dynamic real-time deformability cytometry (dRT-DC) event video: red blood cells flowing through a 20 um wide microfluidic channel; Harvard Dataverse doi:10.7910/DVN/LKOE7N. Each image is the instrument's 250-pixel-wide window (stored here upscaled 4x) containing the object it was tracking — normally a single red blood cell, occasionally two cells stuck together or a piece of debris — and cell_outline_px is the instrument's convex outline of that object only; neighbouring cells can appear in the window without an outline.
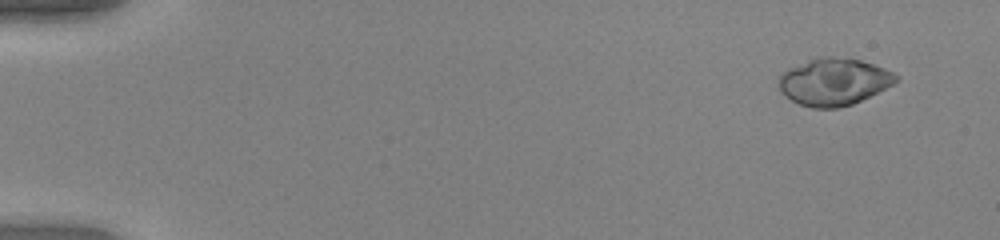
{"species": "human", "species_latin": "Homo sapiens", "temperature_condition": "warm", "stored_images_in_passage": 53, "camera_frame_rate_fps": 3000, "um_per_image_px": 0.085, "donor": {"sex": "female"}, "frame": {"image": 1, "passage_image": 4, "time_ms": 1.0, "image_size_px": [1000, 240], "cell_outline_px": [[900, 80], [852, 104], [840, 108], [812, 108], [800, 104], [784, 96], [780, 92], [776, 80], [788, 68], [812, 56], [832, 56], [860, 60], [884, 68], [900, 76]], "centroid_in_image_um": [70.81, 6.93], "position_along_channel_um": 14.2, "area_um2": 32.48}}
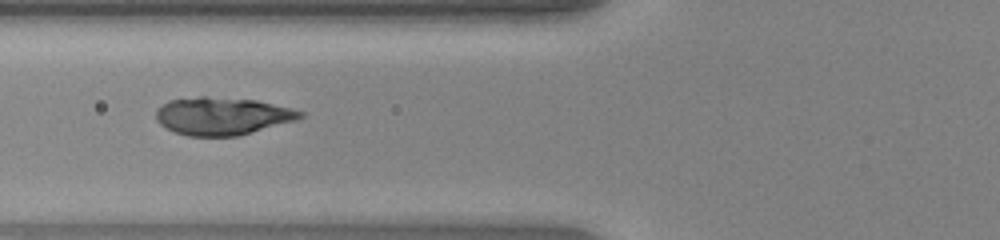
{"frame": {"image": 2, "passage_image": 22, "time_ms": 7.0, "image_size_px": [1000, 240], "cell_outline_px": [[304, 116], [296, 120], [236, 136], [188, 136], [176, 132], [160, 124], [156, 120], [156, 112], [168, 100], [200, 96], [204, 96], [256, 100], [292, 108], [304, 112]], "centroid_in_image_um": [18.9, 9.86], "position_along_channel_um": 106.9, "area_um2": 31.39}}
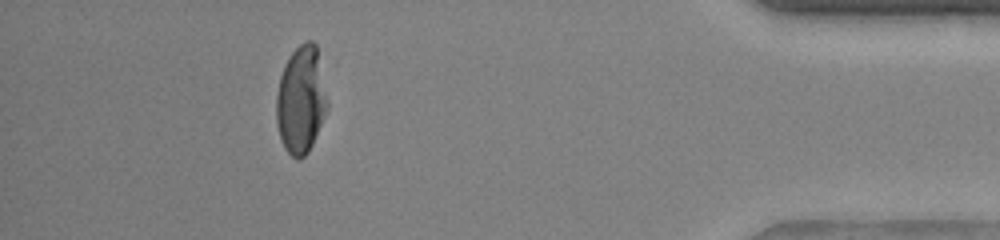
{"frame": {"image": 3, "passage_image": 48, "time_ms": 15.667, "image_size_px": [1000, 240], "cell_outline_px": [[328, 108], [312, 144], [308, 152], [300, 160], [296, 160], [284, 148], [280, 140], [276, 124], [276, 96], [280, 76], [284, 64], [288, 56], [304, 40], [312, 40], [316, 44], [328, 104]], "centroid_in_image_um": [25.56, 8.5], "position_along_channel_um": 409.6, "area_um2": 32.08}}